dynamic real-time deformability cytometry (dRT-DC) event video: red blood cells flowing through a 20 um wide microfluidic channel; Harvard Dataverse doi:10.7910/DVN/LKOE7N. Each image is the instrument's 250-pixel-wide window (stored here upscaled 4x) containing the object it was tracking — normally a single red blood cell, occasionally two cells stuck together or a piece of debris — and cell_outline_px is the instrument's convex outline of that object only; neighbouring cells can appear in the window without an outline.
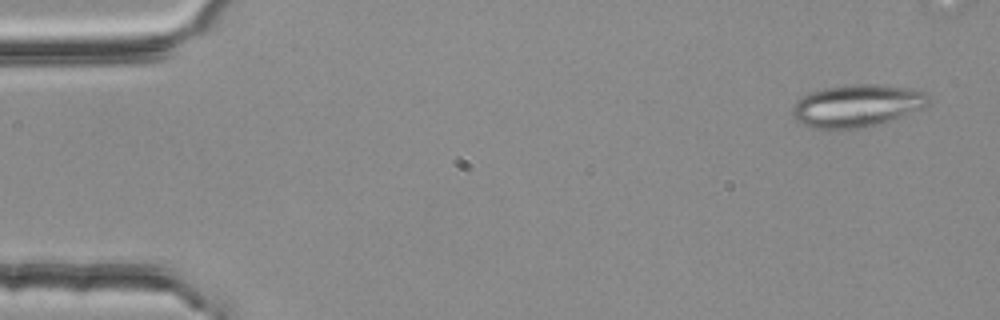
{"species": "common noctule bat (a hibernating species)", "species_latin": "Nyctalus noctula", "temperature_condition": "room temperature", "stored_images_in_passage": 5, "camera_frame_rate_fps": 3000, "um_per_image_px": 0.085, "animal": {"sex": "female", "body_mass_g": 25.1}, "frame": {"image": 1, "passage_image": 1, "time_ms": 0.0, "image_size_px": [1000, 320], "cell_outline_px": [[932, 100], [924, 108], [864, 128], [812, 128], [800, 124], [792, 116], [792, 104], [796, 100], [812, 92], [824, 88], [856, 84], [880, 84], [912, 88], [924, 92]], "centroid_in_image_um": [72.83, 8.98], "position_along_channel_um": 12.2, "area_um2": 33.58}}